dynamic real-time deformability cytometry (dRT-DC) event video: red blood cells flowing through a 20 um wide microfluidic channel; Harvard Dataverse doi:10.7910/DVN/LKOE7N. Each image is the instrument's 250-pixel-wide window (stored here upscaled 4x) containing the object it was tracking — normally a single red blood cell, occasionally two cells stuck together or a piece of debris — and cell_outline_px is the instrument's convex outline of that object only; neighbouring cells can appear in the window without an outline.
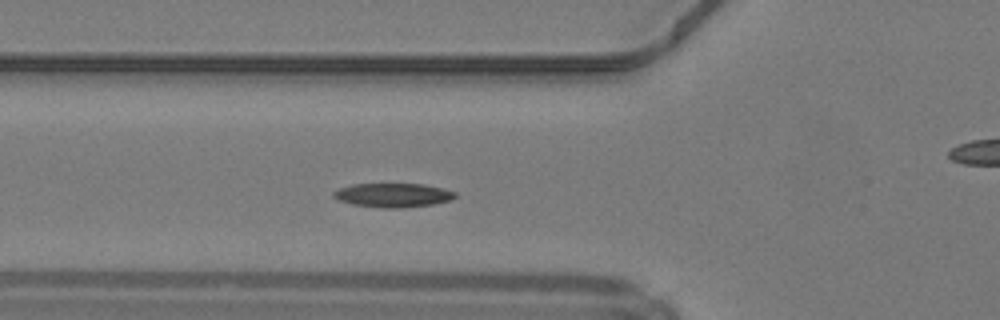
{"species": "common noctule bat (a hibernating species)", "species_latin": "Nyctalus noctula", "temperature_condition": "warm", "stored_images_in_passage": 30, "camera_frame_rate_fps": 3000, "um_per_image_px": 0.085, "animal": {"sex": "male", "body_mass_g": 19.2, "forearm_length_mm": 51.8}, "frame": {"image": 1, "passage_image": 9, "time_ms": 2.667, "image_size_px": [1000, 320], "cell_outline_px": [[456, 196], [452, 200], [432, 204], [400, 208], [380, 208], [352, 204], [340, 200], [332, 196], [332, 192], [340, 188], [352, 184], [424, 184], [444, 188], [456, 192]], "centroid_in_image_um": [33.42, 16.59], "position_along_channel_um": 92.4, "area_um2": 17.05}}
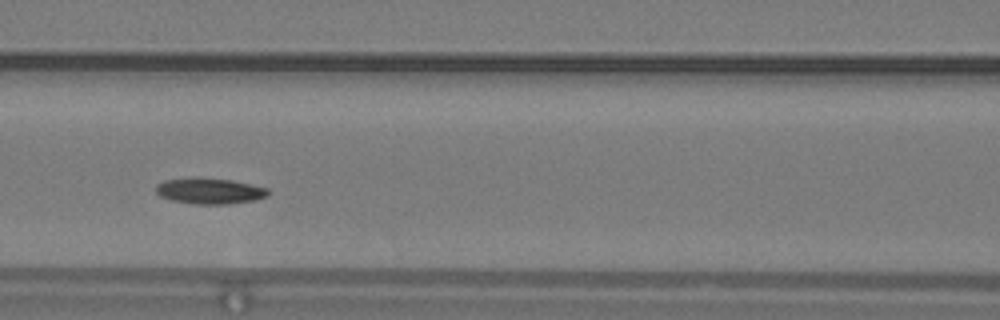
{"frame": {"image": 2, "passage_image": 13, "time_ms": 4.0, "image_size_px": [1000, 320], "cell_outline_px": [[268, 196], [256, 200], [228, 204], [192, 204], [172, 200], [160, 196], [156, 192], [156, 184], [164, 180], [196, 176], [200, 176], [232, 180], [268, 188]], "centroid_in_image_um": [17.8, 16.21], "position_along_channel_um": 148.8, "area_um2": 17.28}, "authors_computed_cell_mechanics": {"area_um2": 16.7909, "velocity_mm_per_s": 4.195, "shape_relaxation_time_tau1_ms": 4.5389, "shape_relaxation_time_tau2_ms": null, "deformation_change_tau1": 0.1082, "deformation_change_tau2": null}}